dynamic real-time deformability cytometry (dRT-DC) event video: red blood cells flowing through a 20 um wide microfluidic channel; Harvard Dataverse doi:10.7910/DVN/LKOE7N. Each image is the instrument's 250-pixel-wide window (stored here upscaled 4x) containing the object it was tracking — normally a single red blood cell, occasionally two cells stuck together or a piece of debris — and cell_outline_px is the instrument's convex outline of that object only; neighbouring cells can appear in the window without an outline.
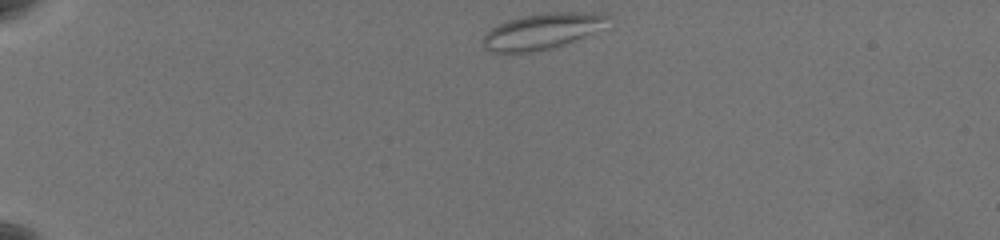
{"species": "common noctule bat (a hibernating species)", "species_latin": "Nyctalus noctula", "temperature_condition": "warm", "stored_images_in_passage": 47, "camera_frame_rate_fps": 3000, "um_per_image_px": 0.085, "animal": {"sex": "female", "body_mass_g": 19.5, "forearm_length_mm": 54.1}, "frame": {"image": 1, "passage_image": 1, "time_ms": 0.0, "image_size_px": [1000, 240], "cell_outline_px": [[608, 16], [580, 36], [572, 40], [552, 48], [532, 52], [488, 52], [484, 48], [484, 36], [492, 28], [508, 20], [524, 16], [548, 12], [604, 12]], "centroid_in_image_um": [45.9, 2.66], "position_along_channel_um": 39.1, "area_um2": 24.62}}
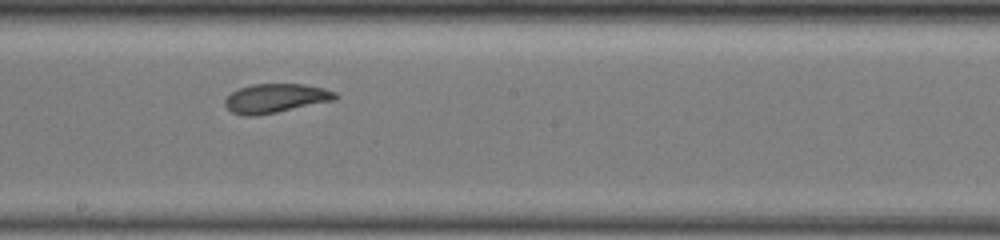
{"frame": {"image": 2, "passage_image": 23, "time_ms": 7.333, "image_size_px": [1000, 240], "cell_outline_px": [[336, 100], [256, 116], [244, 116], [232, 112], [224, 104], [224, 100], [232, 92], [240, 88], [252, 84], [304, 84], [324, 88], [336, 92]], "centroid_in_image_um": [23.42, 8.35], "position_along_channel_um": 224.8, "area_um2": 18.61}}
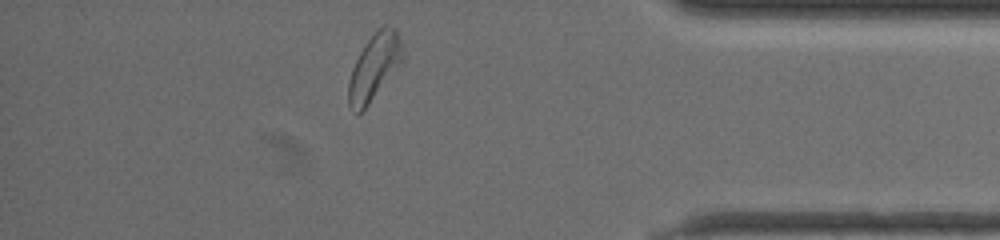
{"frame": {"image": 3, "passage_image": 40, "time_ms": 13.0, "image_size_px": [1000, 240], "cell_outline_px": [[404, 56], [368, 104], [360, 112], [356, 112], [348, 104], [348, 84], [352, 68], [360, 52], [368, 40], [384, 24], [392, 28], [396, 32]], "centroid_in_image_um": [31.76, 5.69], "position_along_channel_um": 403.4, "area_um2": 19.59}, "authors_computed_cell_mechanics": {"area_um2": 19.3052, "velocity_mm_per_s": 3.5513, "shape_relaxation_time_tau1_ms": 4.4688, "shape_relaxation_time_tau2_ms": 2.6166, "deformation_change_tau1": 0.1487, "deformation_change_tau2": 0.1029}}